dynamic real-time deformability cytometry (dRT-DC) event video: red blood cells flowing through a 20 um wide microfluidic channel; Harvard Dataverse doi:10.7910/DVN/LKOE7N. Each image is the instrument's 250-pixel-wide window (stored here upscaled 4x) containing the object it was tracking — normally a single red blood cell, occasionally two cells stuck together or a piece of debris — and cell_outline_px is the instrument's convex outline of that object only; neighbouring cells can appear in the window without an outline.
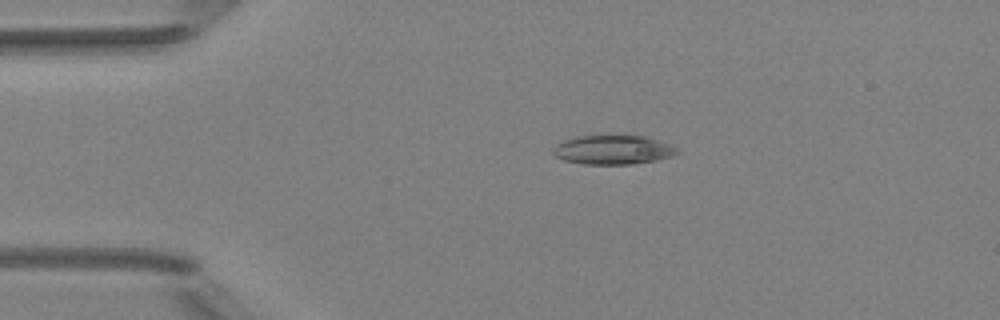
{"species": "Egyptian fruit bat (a non-hibernating species)", "species_latin": "Rousettus aegyptiacus", "temperature_condition": "room temperature", "stored_images_in_passage": 4, "camera_frame_rate_fps": 3000, "um_per_image_px": 0.085, "animal": {"sex": "female"}, "frame": {"image": 1, "passage_image": 3, "time_ms": 3.0, "image_size_px": [1000, 320], "cell_outline_px": [[680, 152], [672, 156], [656, 160], [632, 164], [584, 164], [564, 160], [556, 156], [552, 152], [552, 148], [556, 144], [564, 140], [576, 136], [644, 136], [668, 144], [676, 148]], "centroid_in_image_um": [52.07, 12.74], "position_along_channel_um": 32.9, "area_um2": 20.87}}